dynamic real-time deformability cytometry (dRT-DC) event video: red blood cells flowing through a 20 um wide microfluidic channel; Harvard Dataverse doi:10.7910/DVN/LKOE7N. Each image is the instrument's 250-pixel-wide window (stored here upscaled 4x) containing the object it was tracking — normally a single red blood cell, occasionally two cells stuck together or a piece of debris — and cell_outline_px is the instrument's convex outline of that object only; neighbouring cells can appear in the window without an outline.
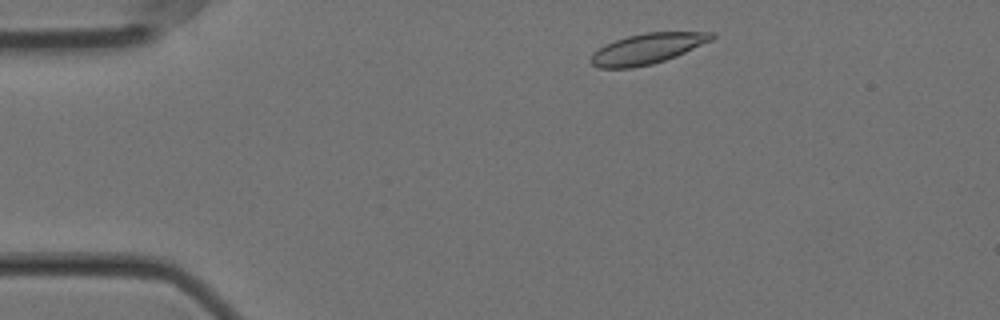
{"species": "Egyptian fruit bat (a non-hibernating species)", "species_latin": "Rousettus aegyptiacus", "temperature_condition": "cold", "stored_images_in_passage": 50, "camera_frame_rate_fps": 3000, "um_per_image_px": 0.085, "animal": {"sex": "female"}, "frame": {"image": 1, "passage_image": 3, "time_ms": 0.667, "image_size_px": [1000, 320], "cell_outline_px": [[716, 36], [712, 40], [676, 56], [652, 64], [632, 68], [596, 68], [588, 60], [592, 52], [616, 40], [628, 36], [644, 32], [716, 32]], "centroid_in_image_um": [55.01, 4.14], "position_along_channel_um": 30.0, "area_um2": 21.44}}
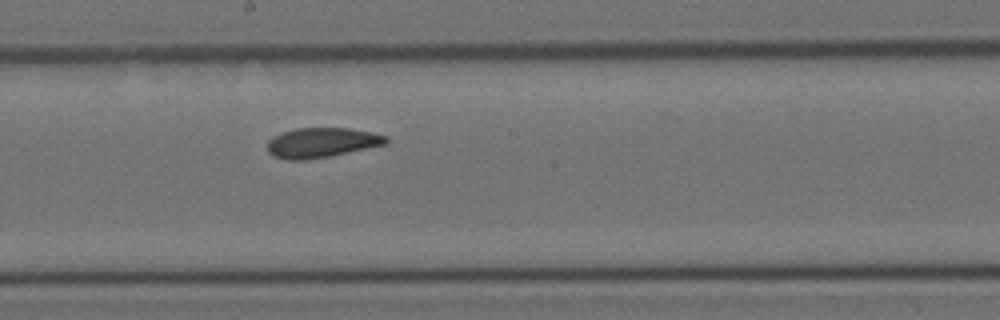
{"frame": {"image": 2, "passage_image": 24, "time_ms": 7.667, "image_size_px": [1000, 320], "cell_outline_px": [[388, 144], [308, 160], [284, 160], [272, 156], [268, 152], [268, 140], [272, 136], [280, 132], [296, 128], [348, 128], [372, 132], [388, 136]], "centroid_in_image_um": [27.31, 12.12], "position_along_channel_um": 220.9, "area_um2": 20.87}}
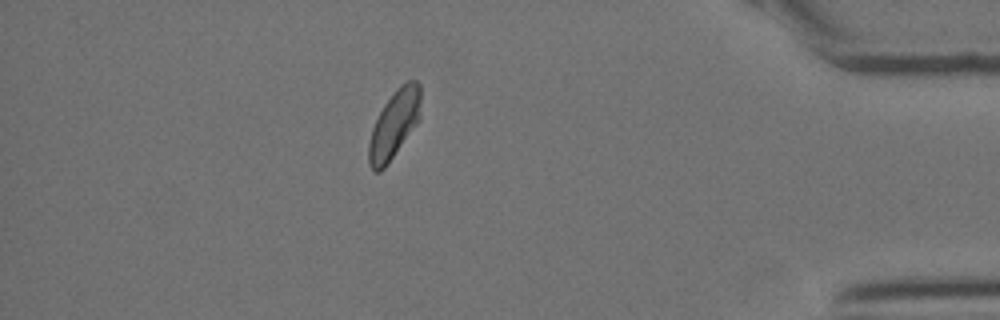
{"frame": {"image": 3, "passage_image": 43, "time_ms": 14.0, "image_size_px": [1000, 320], "cell_outline_px": [[420, 120], [384, 168], [380, 172], [372, 172], [368, 164], [368, 144], [372, 128], [384, 104], [396, 88], [400, 84], [408, 80], [416, 80], [420, 84]], "centroid_in_image_um": [33.5, 10.57], "position_along_channel_um": 401.7, "area_um2": 20.63}, "authors_computed_cell_mechanics": {"area_um2": 21.0392, "velocity_mm_per_s": 3.5134, "shape_relaxation_time_tau1_ms": 6.951, "shape_relaxation_time_tau2_ms": 4.3514, "deformation_change_tau1": 0.1236, "deformation_change_tau2": 0.0761}}